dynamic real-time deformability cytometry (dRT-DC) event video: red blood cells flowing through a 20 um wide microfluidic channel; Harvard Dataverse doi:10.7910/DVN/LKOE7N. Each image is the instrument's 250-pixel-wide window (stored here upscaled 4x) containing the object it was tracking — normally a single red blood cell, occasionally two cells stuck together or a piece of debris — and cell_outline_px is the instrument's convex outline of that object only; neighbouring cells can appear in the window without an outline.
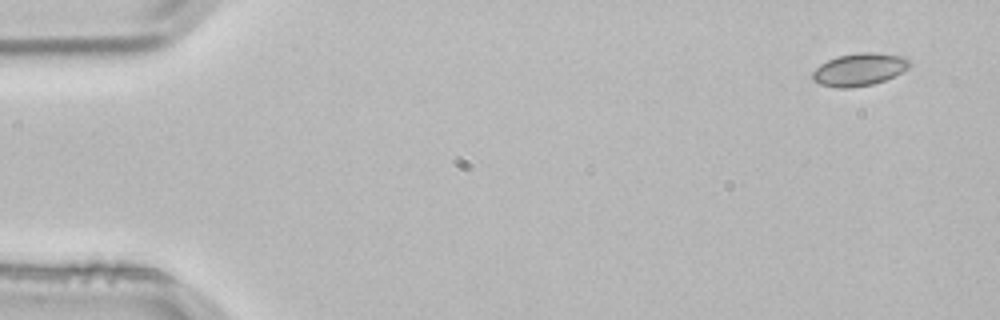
{"species": "common noctule bat (a hibernating species)", "species_latin": "Nyctalus noctula", "temperature_condition": "room temperature", "stored_images_in_passage": 4, "segment_of_instrument_passage": [2, 2], "camera_frame_rate_fps": 3000, "um_per_image_px": 0.085, "animal": {"sex": "male", "body_mass_g": 21.5, "forearm_length_mm": 52.0}, "frame": {"image": 1, "passage_image": 4, "time_ms": 1.0, "image_size_px": [1000, 320], "cell_outline_px": [[912, 64], [908, 68], [884, 80], [872, 84], [852, 88], [836, 88], [820, 84], [812, 80], [812, 72], [820, 64], [836, 56], [860, 52], [876, 52], [904, 56]], "centroid_in_image_um": [73.02, 5.9], "position_along_channel_um": 12.0, "area_um2": 18.5}}